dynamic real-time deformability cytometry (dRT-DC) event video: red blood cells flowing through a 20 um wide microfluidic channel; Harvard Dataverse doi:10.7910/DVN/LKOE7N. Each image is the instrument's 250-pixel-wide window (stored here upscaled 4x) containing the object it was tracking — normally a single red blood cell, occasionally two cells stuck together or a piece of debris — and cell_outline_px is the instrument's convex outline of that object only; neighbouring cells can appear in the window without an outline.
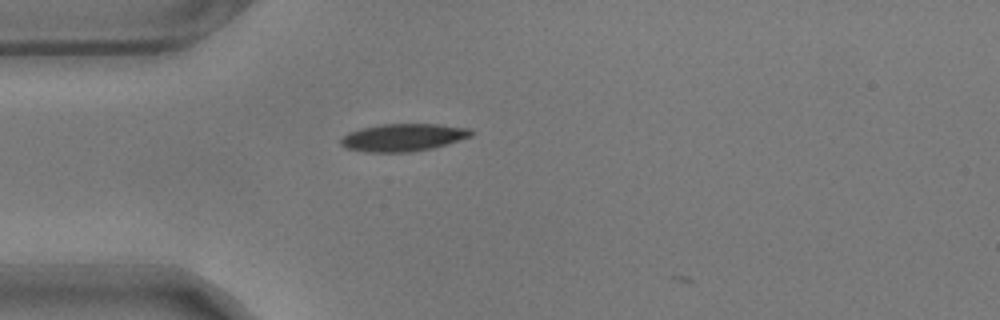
{"species": "common noctule bat (a hibernating species)", "species_latin": "Nyctalus noctula", "temperature_condition": "warm", "stored_images_in_passage": 39, "camera_frame_rate_fps": 3000, "um_per_image_px": 0.085, "animal": {"sex": "male", "body_mass_g": 17.9}, "frame": {"image": 1, "passage_image": 3, "time_ms": 0.667, "image_size_px": [1000, 320], "cell_outline_px": [[476, 132], [472, 136], [432, 148], [408, 152], [364, 152], [344, 148], [340, 144], [340, 140], [348, 132], [360, 128], [384, 124], [436, 124], [468, 128]], "centroid_in_image_um": [34.24, 11.68], "position_along_channel_um": 50.8, "area_um2": 20.92}}
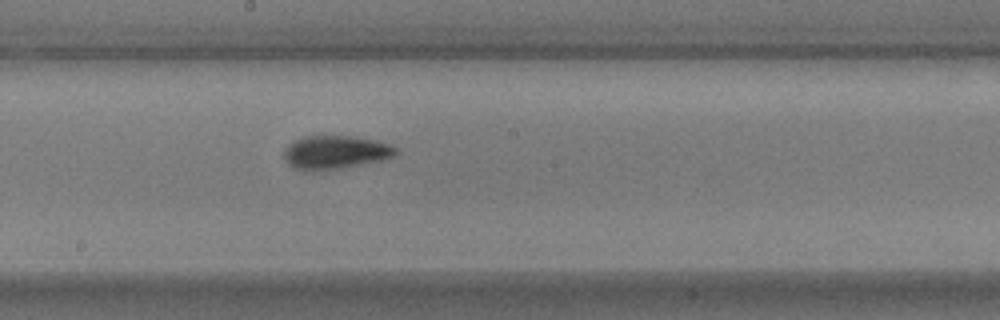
{"frame": {"image": 2, "passage_image": 18, "time_ms": 5.667, "image_size_px": [1000, 320], "cell_outline_px": [[400, 152], [392, 156], [380, 160], [344, 168], [312, 172], [292, 168], [288, 164], [284, 156], [284, 152], [288, 144], [292, 140], [304, 136], [356, 136], [376, 140], [392, 144]], "centroid_in_image_um": [28.49, 12.95], "position_along_channel_um": 219.7, "area_um2": 22.2}}
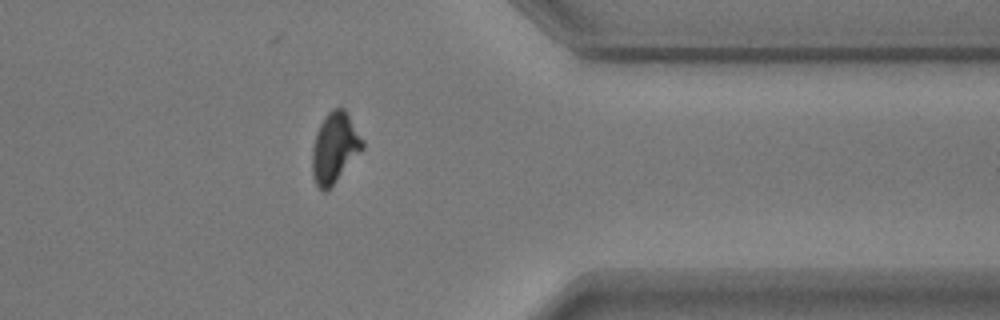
{"frame": {"image": 3, "passage_image": 33, "time_ms": 10.667, "image_size_px": [1000, 320], "cell_outline_px": [[364, 148], [336, 180], [324, 192], [316, 184], [312, 176], [312, 148], [316, 132], [324, 116], [332, 108], [344, 108], [364, 140]], "centroid_in_image_um": [28.44, 12.52], "position_along_channel_um": 383.0, "area_um2": 20.4}, "authors_computed_cell_mechanics": {"area_um2": 20.7502, "velocity_mm_per_s": 3.5414, "shape_relaxation_time_tau1_ms": 3.9336, "shape_relaxation_time_tau2_ms": 2.0143, "deformation_change_tau1": 0.158, "deformation_change_tau2": 0.0786}}